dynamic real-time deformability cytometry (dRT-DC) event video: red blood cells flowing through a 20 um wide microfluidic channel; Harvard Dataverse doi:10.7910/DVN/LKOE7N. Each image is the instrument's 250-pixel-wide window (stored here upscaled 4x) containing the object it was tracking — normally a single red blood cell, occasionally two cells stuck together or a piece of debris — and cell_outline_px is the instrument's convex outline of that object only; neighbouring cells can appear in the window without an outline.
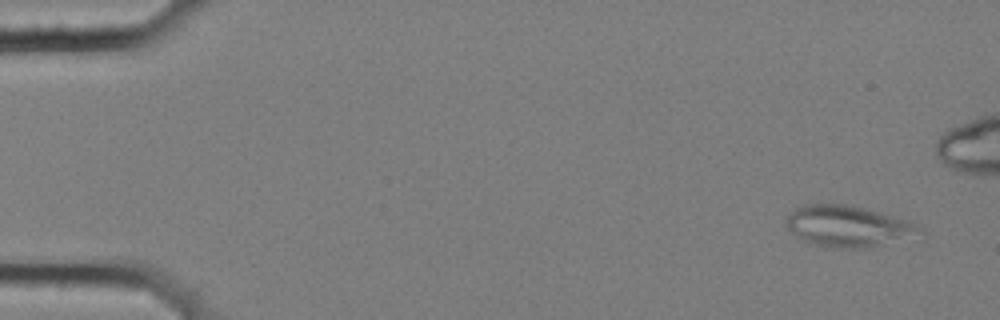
{"species": "common noctule bat (a hibernating species)", "species_latin": "Nyctalus noctula", "temperature_condition": "cold", "stored_images_in_passage": 5, "camera_frame_rate_fps": 3000, "um_per_image_px": 0.085, "animal": {"sex": "female", "body_mass_g": 25.1}, "frame": {"image": 1, "passage_image": 1, "time_ms": 0.0, "image_size_px": [1000, 320], "cell_outline_px": [[928, 236], [864, 248], [840, 248], [812, 244], [800, 240], [788, 228], [784, 220], [796, 208], [804, 204], [844, 204], [864, 208], [908, 220], [916, 224]], "centroid_in_image_um": [72.16, 19.25], "position_along_channel_um": 12.8, "area_um2": 32.43}}